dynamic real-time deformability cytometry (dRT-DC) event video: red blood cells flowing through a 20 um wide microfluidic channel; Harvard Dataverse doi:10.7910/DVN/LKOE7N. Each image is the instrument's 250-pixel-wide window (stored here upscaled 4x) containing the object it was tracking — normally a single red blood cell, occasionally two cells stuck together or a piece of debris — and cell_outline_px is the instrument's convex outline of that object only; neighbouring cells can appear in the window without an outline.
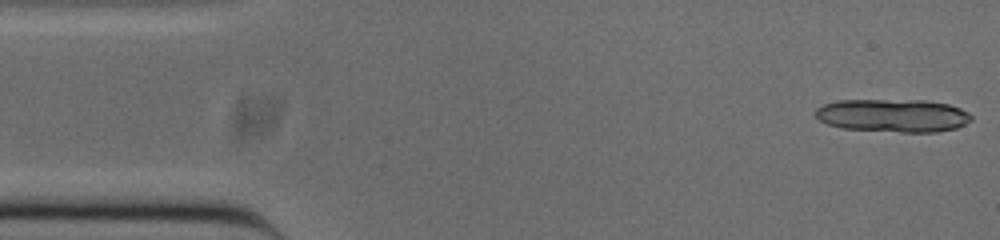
{"species": "common noctule bat (a hibernating species)", "species_latin": "Nyctalus noctula", "temperature_condition": "cold", "stored_images_in_passage": 12, "camera_frame_rate_fps": 3000, "um_per_image_px": 0.085, "animal": {"sex": "male", "body_mass_g": 20.0, "forearm_length_mm": 53.3}, "frame": {"image": 1, "passage_image": 1, "time_ms": 0.0, "image_size_px": [1000, 240], "cell_outline_px": [[972, 120], [956, 128], [936, 132], [900, 132], [840, 128], [828, 124], [820, 120], [812, 112], [816, 108], [824, 104], [836, 100], [924, 100], [948, 104], [960, 108], [968, 112], [972, 116]], "centroid_in_image_um": [75.88, 9.81], "position_along_channel_um": 9.1, "area_um2": 30.23}}